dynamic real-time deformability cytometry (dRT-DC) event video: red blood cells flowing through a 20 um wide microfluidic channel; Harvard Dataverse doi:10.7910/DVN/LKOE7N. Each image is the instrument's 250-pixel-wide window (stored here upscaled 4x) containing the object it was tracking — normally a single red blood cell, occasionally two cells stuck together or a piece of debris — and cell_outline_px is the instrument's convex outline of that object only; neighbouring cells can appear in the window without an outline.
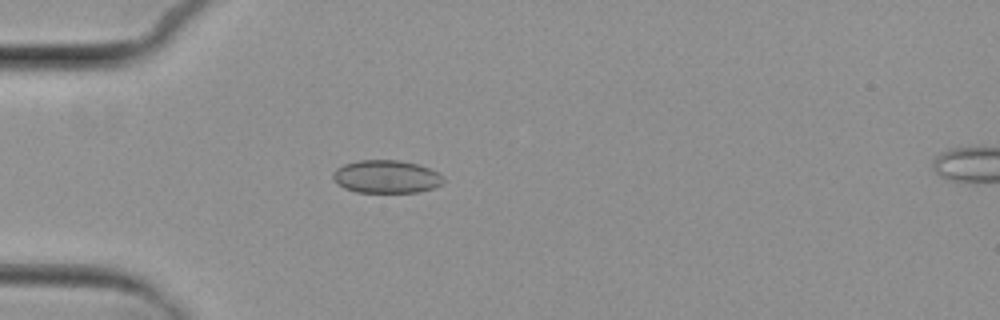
{"species": "common noctule bat (a hibernating species)", "species_latin": "Nyctalus noctula", "temperature_condition": "cold", "stored_images_in_passage": 5, "camera_frame_rate_fps": 3000, "um_per_image_px": 0.085, "animal": {"sex": "female", "body_mass_g": 29.2, "forearm_length_mm": 56.3}, "frame": {"image": 1, "passage_image": 4, "time_ms": 4.333, "image_size_px": [1000, 320], "cell_outline_px": [[444, 180], [440, 184], [432, 188], [416, 192], [356, 192], [344, 188], [332, 176], [332, 172], [336, 168], [344, 164], [360, 160], [400, 160], [416, 164], [428, 168], [436, 172]], "centroid_in_image_um": [32.79, 15.01], "position_along_channel_um": 52.2, "area_um2": 20.87}}